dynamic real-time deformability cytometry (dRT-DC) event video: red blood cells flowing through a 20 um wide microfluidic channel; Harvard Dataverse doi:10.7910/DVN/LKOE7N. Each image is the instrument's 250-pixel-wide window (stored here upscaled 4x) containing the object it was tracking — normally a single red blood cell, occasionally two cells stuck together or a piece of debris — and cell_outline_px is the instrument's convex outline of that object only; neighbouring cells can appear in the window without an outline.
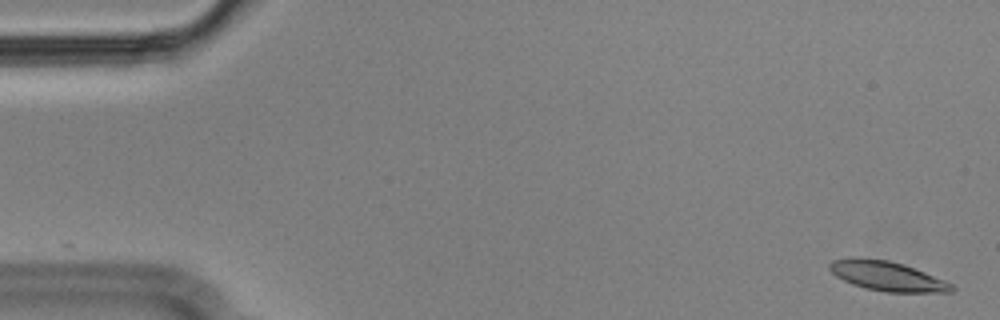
{"species": "Egyptian fruit bat (a non-hibernating species)", "species_latin": "Rousettus aegyptiacus", "temperature_condition": "cold", "stored_images_in_passage": 51, "camera_frame_rate_fps": 3000, "um_per_image_px": 0.085, "animal": {"sex": "male"}, "frame": {"image": 1, "passage_image": 1, "time_ms": 0.0, "image_size_px": [1000, 320], "cell_outline_px": [[956, 288], [952, 292], [884, 292], [864, 288], [852, 284], [836, 276], [828, 268], [828, 264], [832, 260], [852, 256], [860, 256], [888, 260], [904, 264], [944, 280], [952, 284]], "centroid_in_image_um": [75.36, 23.44], "position_along_channel_um": 9.6, "area_um2": 21.33}}
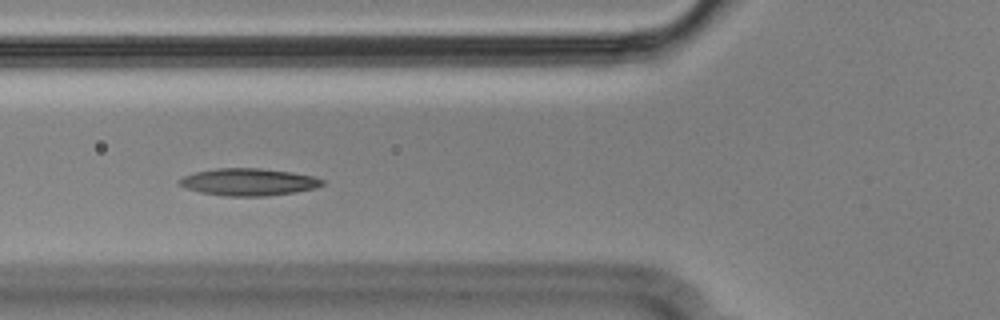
{"frame": {"image": 2, "passage_image": 20, "time_ms": 6.333, "image_size_px": [1000, 320], "cell_outline_px": [[324, 184], [316, 188], [268, 196], [228, 196], [200, 192], [184, 188], [176, 184], [176, 180], [184, 176], [196, 172], [216, 168], [260, 168], [288, 172], [312, 176], [324, 180]], "centroid_in_image_um": [21.06, 15.47], "position_along_channel_um": 104.7, "area_um2": 22.6}}
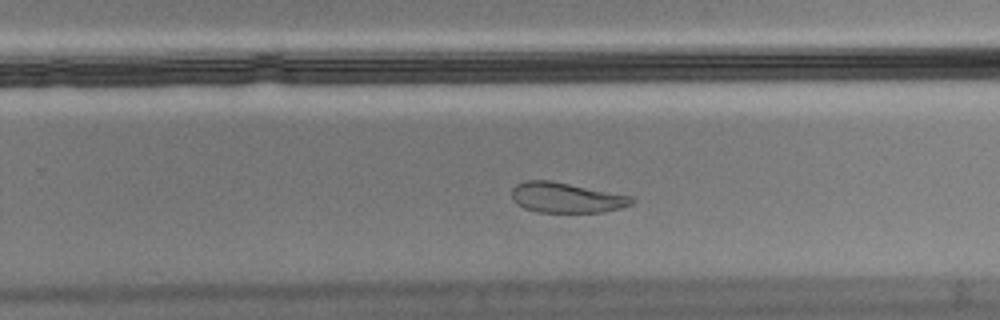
{"frame": {"image": 3, "passage_image": 35, "time_ms": 11.333, "image_size_px": [1000, 320], "cell_outline_px": [[636, 200], [632, 204], [620, 208], [604, 212], [536, 212], [524, 208], [516, 204], [512, 196], [512, 188], [516, 184], [528, 180], [552, 180], [632, 196]], "centroid_in_image_um": [48.14, 16.8], "position_along_channel_um": 281.7, "area_um2": 21.27}, "authors_computed_cell_mechanics": {"area_um2": 22.0218, "velocity_mm_per_s": 3.5372, "shape_relaxation_time_tau1_ms": null, "shape_relaxation_time_tau2_ms": 3.1, "deformation_change_tau1": null, "deformation_change_tau2": 0.0852}}